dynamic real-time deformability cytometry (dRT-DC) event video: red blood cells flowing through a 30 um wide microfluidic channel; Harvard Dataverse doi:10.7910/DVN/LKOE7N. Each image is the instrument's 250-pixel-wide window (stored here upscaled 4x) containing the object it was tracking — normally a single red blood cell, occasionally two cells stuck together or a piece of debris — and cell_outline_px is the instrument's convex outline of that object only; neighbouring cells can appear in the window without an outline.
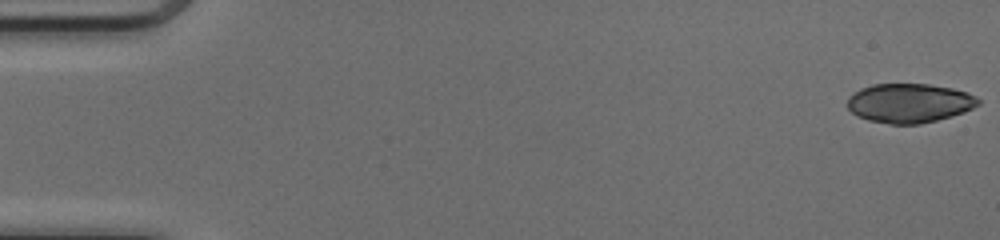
{"species": "common noctule bat (a hibernating species)", "species_latin": "Nyctalus noctula", "temperature_condition": "cold", "stored_images_in_passage": 50, "camera_frame_rate_fps": 3000, "um_per_image_px": 0.085, "animal": {"sex": "female", "body_mass_g": 17.0, "forearm_length_mm": 48.0}, "frame": {"image": 1, "passage_image": 1, "time_ms": 0.0, "image_size_px": [1000, 240], "cell_outline_px": [[980, 104], [964, 112], [952, 116], [920, 124], [888, 124], [868, 120], [856, 116], [848, 108], [848, 96], [852, 92], [860, 88], [872, 84], [928, 84], [952, 88], [968, 92], [976, 96], [980, 100]], "centroid_in_image_um": [77.28, 8.76], "position_along_channel_um": 7.7, "area_um2": 30.17}}
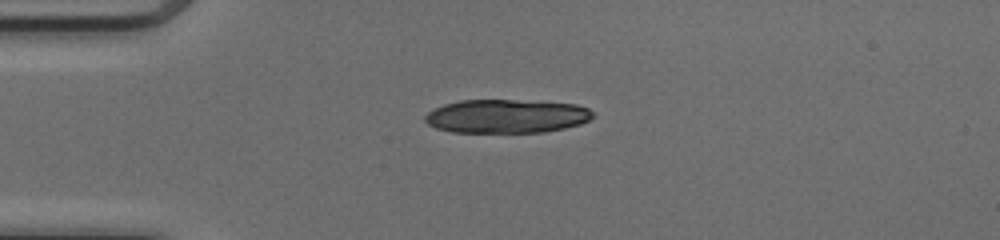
{"frame": {"image": 2, "passage_image": 13, "time_ms": 4.0, "image_size_px": [1000, 240], "cell_outline_px": [[596, 116], [580, 124], [564, 128], [544, 132], [452, 132], [436, 128], [428, 124], [424, 120], [424, 116], [428, 112], [444, 104], [460, 100], [512, 100], [576, 104], [588, 108], [596, 112]], "centroid_in_image_um": [43.07, 9.88], "position_along_channel_um": 41.9, "area_um2": 32.95}}